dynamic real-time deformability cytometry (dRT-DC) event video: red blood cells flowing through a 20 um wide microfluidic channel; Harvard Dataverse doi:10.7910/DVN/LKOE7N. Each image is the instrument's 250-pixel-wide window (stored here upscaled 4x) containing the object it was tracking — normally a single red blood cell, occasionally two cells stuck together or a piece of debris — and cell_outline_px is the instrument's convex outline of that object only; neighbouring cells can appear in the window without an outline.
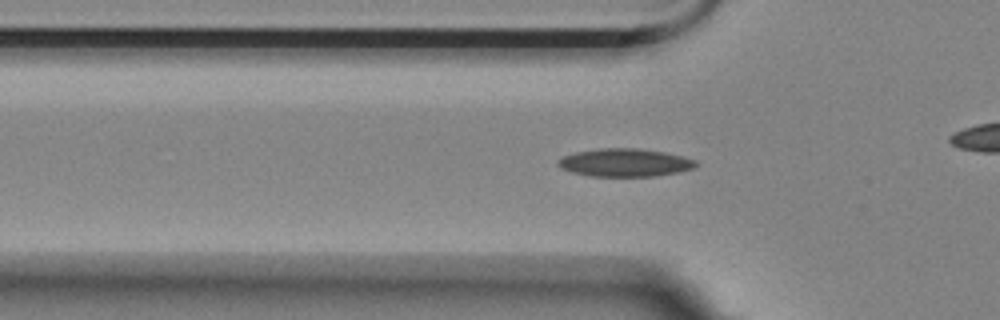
{"species": "Egyptian fruit bat (a non-hibernating species)", "species_latin": "Rousettus aegyptiacus", "temperature_condition": "room temperature", "stored_images_in_passage": 56, "camera_frame_rate_fps": 3000, "um_per_image_px": 0.085, "animal": {"sex": "female"}, "frame": {"image": 1, "passage_image": 17, "time_ms": 5.333, "image_size_px": [1000, 320], "cell_outline_px": [[700, 164], [696, 168], [656, 176], [588, 176], [572, 172], [560, 168], [556, 164], [556, 160], [564, 156], [576, 152], [600, 148], [636, 148], [664, 152], [696, 160]], "centroid_in_image_um": [53.1, 13.82], "position_along_channel_um": 72.7, "area_um2": 22.54}}
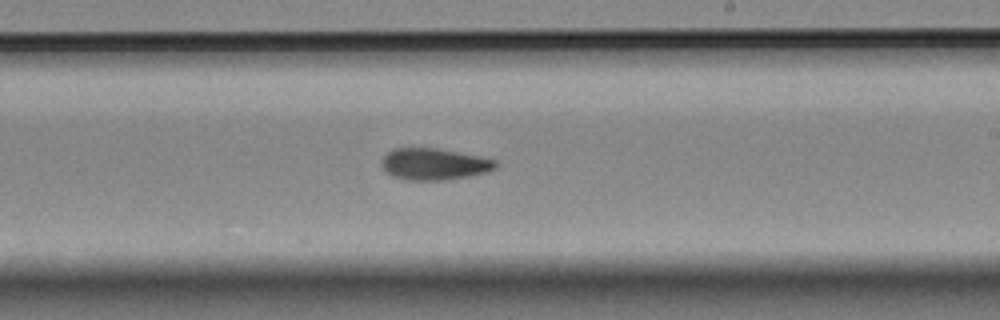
{"frame": {"image": 2, "passage_image": 32, "time_ms": 10.333, "image_size_px": [1000, 320], "cell_outline_px": [[500, 164], [496, 168], [488, 172], [448, 180], [404, 180], [392, 176], [384, 172], [380, 164], [380, 160], [392, 148], [436, 148], [480, 156], [496, 160]], "centroid_in_image_um": [36.88, 13.95], "position_along_channel_um": 252.1, "area_um2": 21.39}}
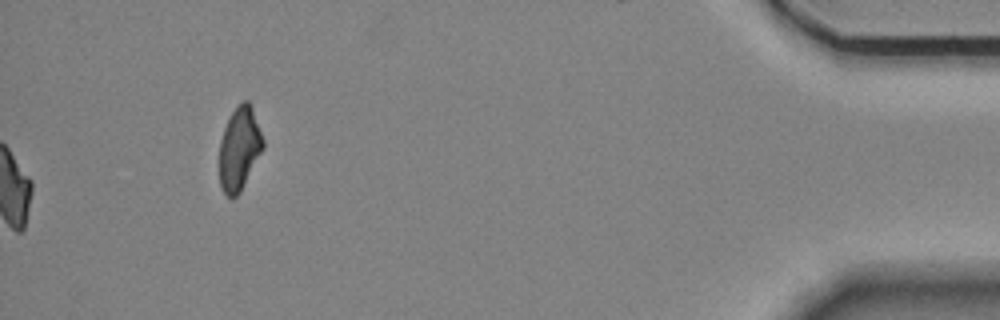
{"frame": {"image": 3, "passage_image": 56, "time_ms": 18.333, "image_size_px": [1000, 320], "cell_outline_px": [[264, 148], [240, 192], [232, 200], [220, 188], [220, 140], [224, 128], [232, 112], [244, 100], [248, 100], [252, 108], [264, 140]], "centroid_in_image_um": [20.35, 12.67], "position_along_channel_um": 414.8, "area_um2": 20.98}, "authors_computed_cell_mechanics": {"area_um2": 20.9814, "velocity_mm_per_s": 3.5668, "shape_relaxation_time_tau1_ms": null, "shape_relaxation_time_tau2_ms": 11.2765, "deformation_change_tau1": null, "deformation_change_tau2": 0.1592}}